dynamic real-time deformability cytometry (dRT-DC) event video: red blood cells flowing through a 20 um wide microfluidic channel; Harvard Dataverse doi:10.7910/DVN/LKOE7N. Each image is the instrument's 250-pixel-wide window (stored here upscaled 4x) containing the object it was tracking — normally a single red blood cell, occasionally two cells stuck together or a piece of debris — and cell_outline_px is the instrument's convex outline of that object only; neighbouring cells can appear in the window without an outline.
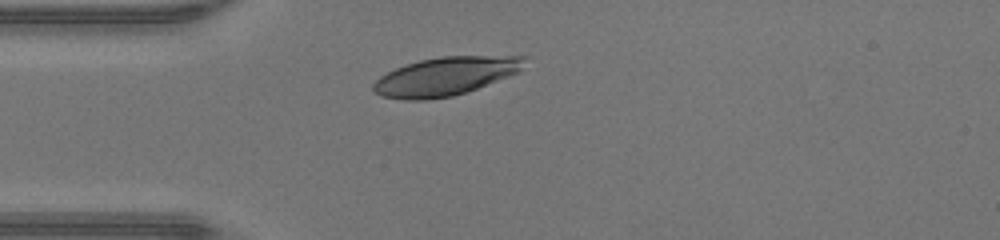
{"species": "human", "species_latin": "Homo sapiens", "temperature_condition": "warm", "stored_images_in_passage": 29, "camera_frame_rate_fps": 3000, "um_per_image_px": 0.085, "donor": {"sex": "male"}, "frame": {"image": 1, "passage_image": 1, "time_ms": 0.0, "image_size_px": [1000, 240], "cell_outline_px": [[528, 56], [520, 72], [476, 88], [452, 96], [424, 100], [404, 100], [380, 96], [372, 88], [372, 84], [380, 76], [396, 68], [420, 60], [440, 56]], "centroid_in_image_um": [37.86, 6.48], "position_along_channel_um": 47.1, "area_um2": 33.64}}
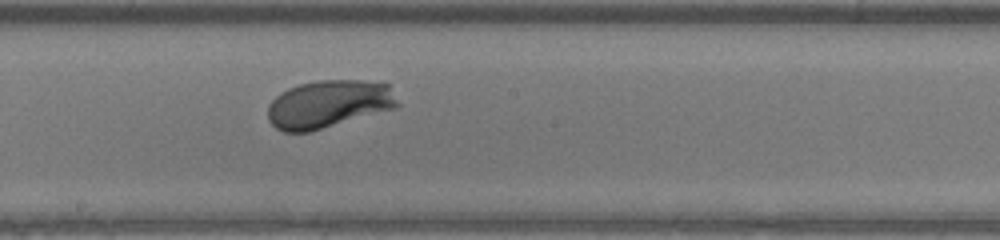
{"frame": {"image": 2, "passage_image": 14, "time_ms": 4.333, "image_size_px": [1000, 240], "cell_outline_px": [[400, 104], [396, 108], [308, 132], [284, 132], [276, 128], [268, 120], [268, 104], [280, 92], [288, 88], [300, 84], [320, 80], [360, 80], [388, 84]], "centroid_in_image_um": [27.91, 8.84], "position_along_channel_um": 220.3, "area_um2": 36.07}}
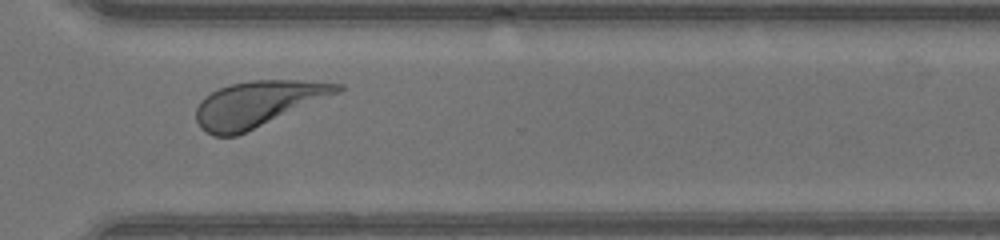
{"frame": {"image": 3, "passage_image": 23, "time_ms": 7.333, "image_size_px": [1000, 240], "cell_outline_px": [[344, 88], [340, 92], [236, 136], [212, 136], [204, 132], [200, 128], [196, 120], [196, 108], [200, 100], [204, 96], [220, 88], [232, 84], [252, 80], [296, 80], [344, 84]], "centroid_in_image_um": [21.86, 8.83], "position_along_channel_um": 348.7, "area_um2": 37.28}, "authors_computed_cell_mechanics": {"area_um2": 35.7204, "velocity_mm_per_s": 4.2913, "shape_relaxation_time_tau1_ms": 1.8318, "shape_relaxation_time_tau2_ms": null, "deformation_change_tau1": 0.1542, "deformation_change_tau2": null}}